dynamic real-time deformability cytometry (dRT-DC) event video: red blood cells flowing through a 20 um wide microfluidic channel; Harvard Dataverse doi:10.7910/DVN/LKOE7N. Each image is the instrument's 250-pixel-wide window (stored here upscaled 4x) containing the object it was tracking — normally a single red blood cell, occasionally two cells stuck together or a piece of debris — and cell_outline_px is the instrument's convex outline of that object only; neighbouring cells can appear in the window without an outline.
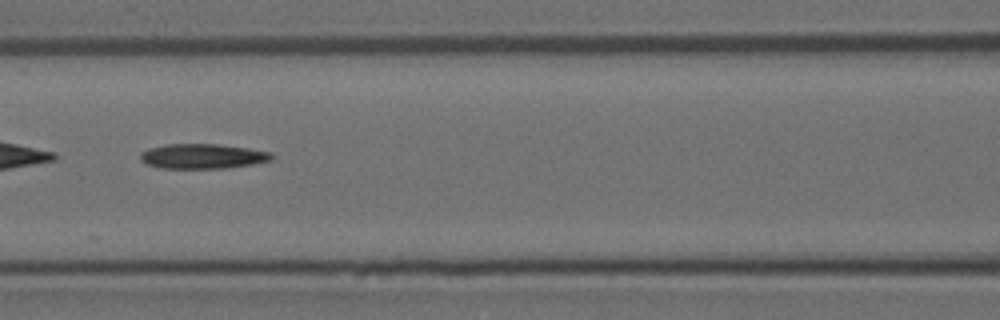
{"species": "Egyptian fruit bat (a non-hibernating species)", "species_latin": "Rousettus aegyptiacus", "temperature_condition": "room temperature", "stored_images_in_passage": 51, "camera_frame_rate_fps": 3000, "um_per_image_px": 0.085, "animal": {"sex": "female"}, "frame": {"image": 1, "passage_image": 22, "time_ms": 7.0, "image_size_px": [1000, 320], "cell_outline_px": [[276, 156], [272, 160], [252, 164], [224, 168], [160, 168], [144, 164], [140, 160], [140, 152], [148, 148], [168, 144], [216, 144], [248, 148], [268, 152]], "centroid_in_image_um": [17.18, 13.28], "position_along_channel_um": 149.4, "area_um2": 19.07}}
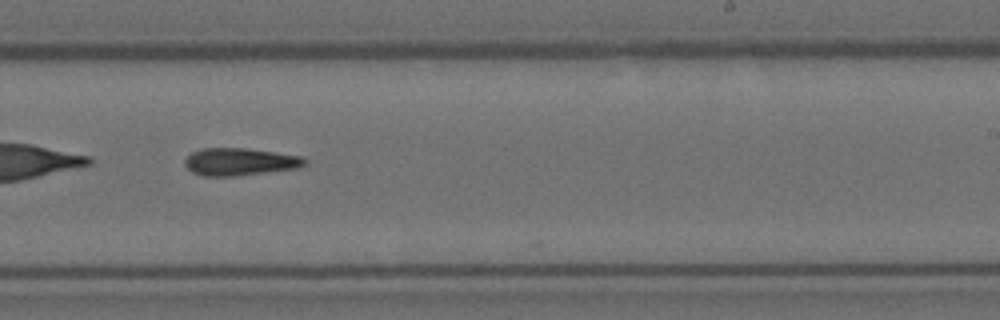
{"frame": {"image": 2, "passage_image": 31, "time_ms": 10.0, "image_size_px": [1000, 320], "cell_outline_px": [[308, 164], [300, 168], [236, 176], [204, 176], [192, 172], [184, 164], [184, 160], [192, 152], [204, 148], [244, 148], [276, 152], [304, 156], [308, 160]], "centroid_in_image_um": [20.45, 13.75], "position_along_channel_um": 268.5, "area_um2": 19.42}}
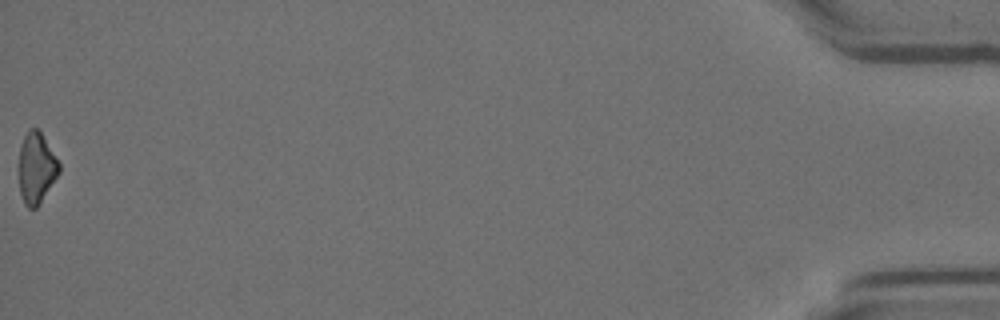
{"frame": {"image": 3, "passage_image": 51, "time_ms": 16.667, "image_size_px": [1000, 320], "cell_outline_px": [[60, 172], [40, 204], [36, 208], [28, 208], [24, 204], [20, 192], [20, 148], [24, 136], [28, 128], [36, 128], [40, 132], [60, 164]], "centroid_in_image_um": [3.1, 14.31], "position_along_channel_um": 432.1, "area_um2": 16.36}}